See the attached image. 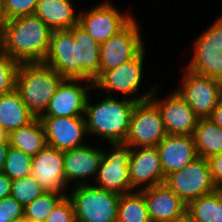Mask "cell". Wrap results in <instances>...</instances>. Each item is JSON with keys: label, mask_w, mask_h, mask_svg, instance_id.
I'll return each mask as SVG.
<instances>
[{"label": "cell", "mask_w": 222, "mask_h": 222, "mask_svg": "<svg viewBox=\"0 0 222 222\" xmlns=\"http://www.w3.org/2000/svg\"><path fill=\"white\" fill-rule=\"evenodd\" d=\"M53 30L30 14L7 20L2 30V51L18 63L43 62Z\"/></svg>", "instance_id": "6da1fadb"}, {"label": "cell", "mask_w": 222, "mask_h": 222, "mask_svg": "<svg viewBox=\"0 0 222 222\" xmlns=\"http://www.w3.org/2000/svg\"><path fill=\"white\" fill-rule=\"evenodd\" d=\"M156 86L138 97L124 98L119 101L106 96L104 100L90 104L88 96L84 118L88 135H97L111 143H124L130 124L131 115L136 102L148 100L154 93Z\"/></svg>", "instance_id": "7a4b0ae2"}, {"label": "cell", "mask_w": 222, "mask_h": 222, "mask_svg": "<svg viewBox=\"0 0 222 222\" xmlns=\"http://www.w3.org/2000/svg\"><path fill=\"white\" fill-rule=\"evenodd\" d=\"M64 78L44 62L20 63L16 90L35 118L47 110L51 98Z\"/></svg>", "instance_id": "3957f363"}, {"label": "cell", "mask_w": 222, "mask_h": 222, "mask_svg": "<svg viewBox=\"0 0 222 222\" xmlns=\"http://www.w3.org/2000/svg\"><path fill=\"white\" fill-rule=\"evenodd\" d=\"M89 184L74 186L68 194L76 222H117L121 195Z\"/></svg>", "instance_id": "277c9868"}, {"label": "cell", "mask_w": 222, "mask_h": 222, "mask_svg": "<svg viewBox=\"0 0 222 222\" xmlns=\"http://www.w3.org/2000/svg\"><path fill=\"white\" fill-rule=\"evenodd\" d=\"M111 150L102 151V159L93 186L120 195L133 192L130 184L129 163L131 147L125 143H111Z\"/></svg>", "instance_id": "5b68a950"}, {"label": "cell", "mask_w": 222, "mask_h": 222, "mask_svg": "<svg viewBox=\"0 0 222 222\" xmlns=\"http://www.w3.org/2000/svg\"><path fill=\"white\" fill-rule=\"evenodd\" d=\"M187 69L222 81V15L196 39Z\"/></svg>", "instance_id": "8992f818"}, {"label": "cell", "mask_w": 222, "mask_h": 222, "mask_svg": "<svg viewBox=\"0 0 222 222\" xmlns=\"http://www.w3.org/2000/svg\"><path fill=\"white\" fill-rule=\"evenodd\" d=\"M182 86L175 92L200 118H209L222 95V81L193 73L186 68Z\"/></svg>", "instance_id": "52a82bcc"}, {"label": "cell", "mask_w": 222, "mask_h": 222, "mask_svg": "<svg viewBox=\"0 0 222 222\" xmlns=\"http://www.w3.org/2000/svg\"><path fill=\"white\" fill-rule=\"evenodd\" d=\"M166 135L157 106L150 99L136 102L124 143L131 148L157 146Z\"/></svg>", "instance_id": "ba28073f"}, {"label": "cell", "mask_w": 222, "mask_h": 222, "mask_svg": "<svg viewBox=\"0 0 222 222\" xmlns=\"http://www.w3.org/2000/svg\"><path fill=\"white\" fill-rule=\"evenodd\" d=\"M164 183L186 204L217 190L211 177L208 160L200 157L183 169L169 174Z\"/></svg>", "instance_id": "9c48e42d"}, {"label": "cell", "mask_w": 222, "mask_h": 222, "mask_svg": "<svg viewBox=\"0 0 222 222\" xmlns=\"http://www.w3.org/2000/svg\"><path fill=\"white\" fill-rule=\"evenodd\" d=\"M137 19H133L118 34L100 44L99 77L135 58L145 47Z\"/></svg>", "instance_id": "30bf717a"}, {"label": "cell", "mask_w": 222, "mask_h": 222, "mask_svg": "<svg viewBox=\"0 0 222 222\" xmlns=\"http://www.w3.org/2000/svg\"><path fill=\"white\" fill-rule=\"evenodd\" d=\"M130 13L117 10L110 2L104 1L88 11H79L78 24L99 44L118 34L134 18Z\"/></svg>", "instance_id": "8fae6325"}, {"label": "cell", "mask_w": 222, "mask_h": 222, "mask_svg": "<svg viewBox=\"0 0 222 222\" xmlns=\"http://www.w3.org/2000/svg\"><path fill=\"white\" fill-rule=\"evenodd\" d=\"M82 81L86 85L83 86ZM91 88H94L92 81L64 79L51 98L47 110L40 117H84L88 92Z\"/></svg>", "instance_id": "7c38bea8"}, {"label": "cell", "mask_w": 222, "mask_h": 222, "mask_svg": "<svg viewBox=\"0 0 222 222\" xmlns=\"http://www.w3.org/2000/svg\"><path fill=\"white\" fill-rule=\"evenodd\" d=\"M157 88L149 99L159 109L166 133L193 136L199 117L175 91L166 99H157Z\"/></svg>", "instance_id": "4fadbf2b"}, {"label": "cell", "mask_w": 222, "mask_h": 222, "mask_svg": "<svg viewBox=\"0 0 222 222\" xmlns=\"http://www.w3.org/2000/svg\"><path fill=\"white\" fill-rule=\"evenodd\" d=\"M144 48L135 58L123 63L117 68L104 72L94 83L93 87L106 91V96L112 97V92L118 91L124 98L138 92L143 78ZM111 92V94H110Z\"/></svg>", "instance_id": "5bb4252c"}, {"label": "cell", "mask_w": 222, "mask_h": 222, "mask_svg": "<svg viewBox=\"0 0 222 222\" xmlns=\"http://www.w3.org/2000/svg\"><path fill=\"white\" fill-rule=\"evenodd\" d=\"M39 119L48 146L66 151L86 144L84 138L88 133L84 117H39Z\"/></svg>", "instance_id": "9a60e30c"}, {"label": "cell", "mask_w": 222, "mask_h": 222, "mask_svg": "<svg viewBox=\"0 0 222 222\" xmlns=\"http://www.w3.org/2000/svg\"><path fill=\"white\" fill-rule=\"evenodd\" d=\"M129 176L133 191L137 187L140 191L165 182L157 146L131 148Z\"/></svg>", "instance_id": "2e32d148"}, {"label": "cell", "mask_w": 222, "mask_h": 222, "mask_svg": "<svg viewBox=\"0 0 222 222\" xmlns=\"http://www.w3.org/2000/svg\"><path fill=\"white\" fill-rule=\"evenodd\" d=\"M64 151L46 145L32 157L31 176L47 192L64 193ZM63 191V192H62Z\"/></svg>", "instance_id": "e0dca14e"}, {"label": "cell", "mask_w": 222, "mask_h": 222, "mask_svg": "<svg viewBox=\"0 0 222 222\" xmlns=\"http://www.w3.org/2000/svg\"><path fill=\"white\" fill-rule=\"evenodd\" d=\"M151 222H176L186 217L187 204L165 183L140 190Z\"/></svg>", "instance_id": "ac0fdd59"}, {"label": "cell", "mask_w": 222, "mask_h": 222, "mask_svg": "<svg viewBox=\"0 0 222 222\" xmlns=\"http://www.w3.org/2000/svg\"><path fill=\"white\" fill-rule=\"evenodd\" d=\"M43 62L64 79H78L77 41L70 30L52 32L49 51Z\"/></svg>", "instance_id": "d6986e66"}, {"label": "cell", "mask_w": 222, "mask_h": 222, "mask_svg": "<svg viewBox=\"0 0 222 222\" xmlns=\"http://www.w3.org/2000/svg\"><path fill=\"white\" fill-rule=\"evenodd\" d=\"M102 159V150L85 144L75 149L64 151V177L67 187L86 185L89 177H95Z\"/></svg>", "instance_id": "ffe728a7"}, {"label": "cell", "mask_w": 222, "mask_h": 222, "mask_svg": "<svg viewBox=\"0 0 222 222\" xmlns=\"http://www.w3.org/2000/svg\"><path fill=\"white\" fill-rule=\"evenodd\" d=\"M157 148L165 178L198 157L193 136L167 134Z\"/></svg>", "instance_id": "44dd1931"}, {"label": "cell", "mask_w": 222, "mask_h": 222, "mask_svg": "<svg viewBox=\"0 0 222 222\" xmlns=\"http://www.w3.org/2000/svg\"><path fill=\"white\" fill-rule=\"evenodd\" d=\"M69 30L77 41L78 79L94 83L99 78L100 44L79 24Z\"/></svg>", "instance_id": "7402d4cb"}, {"label": "cell", "mask_w": 222, "mask_h": 222, "mask_svg": "<svg viewBox=\"0 0 222 222\" xmlns=\"http://www.w3.org/2000/svg\"><path fill=\"white\" fill-rule=\"evenodd\" d=\"M72 0H39L34 14L53 31L69 30L78 24Z\"/></svg>", "instance_id": "603a6c76"}, {"label": "cell", "mask_w": 222, "mask_h": 222, "mask_svg": "<svg viewBox=\"0 0 222 222\" xmlns=\"http://www.w3.org/2000/svg\"><path fill=\"white\" fill-rule=\"evenodd\" d=\"M34 119V115L28 110L16 89L0 96V127L9 134L28 125Z\"/></svg>", "instance_id": "cb8c5ba5"}, {"label": "cell", "mask_w": 222, "mask_h": 222, "mask_svg": "<svg viewBox=\"0 0 222 222\" xmlns=\"http://www.w3.org/2000/svg\"><path fill=\"white\" fill-rule=\"evenodd\" d=\"M9 144L31 157L38 154L47 145L40 119L35 118L28 125L12 131L9 137Z\"/></svg>", "instance_id": "d4e9b609"}, {"label": "cell", "mask_w": 222, "mask_h": 222, "mask_svg": "<svg viewBox=\"0 0 222 222\" xmlns=\"http://www.w3.org/2000/svg\"><path fill=\"white\" fill-rule=\"evenodd\" d=\"M193 137L198 157L207 159L222 152V128L209 118L199 119Z\"/></svg>", "instance_id": "484cf974"}, {"label": "cell", "mask_w": 222, "mask_h": 222, "mask_svg": "<svg viewBox=\"0 0 222 222\" xmlns=\"http://www.w3.org/2000/svg\"><path fill=\"white\" fill-rule=\"evenodd\" d=\"M186 217L189 221L222 222V189L191 200Z\"/></svg>", "instance_id": "4316f807"}, {"label": "cell", "mask_w": 222, "mask_h": 222, "mask_svg": "<svg viewBox=\"0 0 222 222\" xmlns=\"http://www.w3.org/2000/svg\"><path fill=\"white\" fill-rule=\"evenodd\" d=\"M117 222H151L146 200L140 191L120 196Z\"/></svg>", "instance_id": "83f0119b"}, {"label": "cell", "mask_w": 222, "mask_h": 222, "mask_svg": "<svg viewBox=\"0 0 222 222\" xmlns=\"http://www.w3.org/2000/svg\"><path fill=\"white\" fill-rule=\"evenodd\" d=\"M66 193L45 191L40 197L24 207V217L33 222H45L56 204Z\"/></svg>", "instance_id": "f1b7e54d"}, {"label": "cell", "mask_w": 222, "mask_h": 222, "mask_svg": "<svg viewBox=\"0 0 222 222\" xmlns=\"http://www.w3.org/2000/svg\"><path fill=\"white\" fill-rule=\"evenodd\" d=\"M32 157L20 149L9 146L2 173L12 181L30 176Z\"/></svg>", "instance_id": "f546056e"}, {"label": "cell", "mask_w": 222, "mask_h": 222, "mask_svg": "<svg viewBox=\"0 0 222 222\" xmlns=\"http://www.w3.org/2000/svg\"><path fill=\"white\" fill-rule=\"evenodd\" d=\"M45 190L37 183L33 176H27L12 181L11 197L22 206H26L40 197Z\"/></svg>", "instance_id": "4dcf8cb0"}, {"label": "cell", "mask_w": 222, "mask_h": 222, "mask_svg": "<svg viewBox=\"0 0 222 222\" xmlns=\"http://www.w3.org/2000/svg\"><path fill=\"white\" fill-rule=\"evenodd\" d=\"M20 63L13 60L7 53H0V96L16 89V77Z\"/></svg>", "instance_id": "1f68e13d"}, {"label": "cell", "mask_w": 222, "mask_h": 222, "mask_svg": "<svg viewBox=\"0 0 222 222\" xmlns=\"http://www.w3.org/2000/svg\"><path fill=\"white\" fill-rule=\"evenodd\" d=\"M3 10L7 18L13 19L20 16L34 14L39 0H2Z\"/></svg>", "instance_id": "d6a6232c"}, {"label": "cell", "mask_w": 222, "mask_h": 222, "mask_svg": "<svg viewBox=\"0 0 222 222\" xmlns=\"http://www.w3.org/2000/svg\"><path fill=\"white\" fill-rule=\"evenodd\" d=\"M45 222H76L74 207L68 195L56 204Z\"/></svg>", "instance_id": "836d02e7"}, {"label": "cell", "mask_w": 222, "mask_h": 222, "mask_svg": "<svg viewBox=\"0 0 222 222\" xmlns=\"http://www.w3.org/2000/svg\"><path fill=\"white\" fill-rule=\"evenodd\" d=\"M24 216V206L9 196L0 200V222H10Z\"/></svg>", "instance_id": "e575fe53"}, {"label": "cell", "mask_w": 222, "mask_h": 222, "mask_svg": "<svg viewBox=\"0 0 222 222\" xmlns=\"http://www.w3.org/2000/svg\"><path fill=\"white\" fill-rule=\"evenodd\" d=\"M211 177L217 189H222V152L207 158Z\"/></svg>", "instance_id": "d590c367"}, {"label": "cell", "mask_w": 222, "mask_h": 222, "mask_svg": "<svg viewBox=\"0 0 222 222\" xmlns=\"http://www.w3.org/2000/svg\"><path fill=\"white\" fill-rule=\"evenodd\" d=\"M12 180L5 174L0 173V200L11 195Z\"/></svg>", "instance_id": "8d00e7d4"}, {"label": "cell", "mask_w": 222, "mask_h": 222, "mask_svg": "<svg viewBox=\"0 0 222 222\" xmlns=\"http://www.w3.org/2000/svg\"><path fill=\"white\" fill-rule=\"evenodd\" d=\"M209 119L222 128V95L219 99L217 106L212 111V114Z\"/></svg>", "instance_id": "74e56055"}, {"label": "cell", "mask_w": 222, "mask_h": 222, "mask_svg": "<svg viewBox=\"0 0 222 222\" xmlns=\"http://www.w3.org/2000/svg\"><path fill=\"white\" fill-rule=\"evenodd\" d=\"M9 143H0V173L3 171L4 161L6 159Z\"/></svg>", "instance_id": "f35d334b"}, {"label": "cell", "mask_w": 222, "mask_h": 222, "mask_svg": "<svg viewBox=\"0 0 222 222\" xmlns=\"http://www.w3.org/2000/svg\"><path fill=\"white\" fill-rule=\"evenodd\" d=\"M6 22H7V18L5 16L4 10H3V1L0 0V32L1 33H2V30H3Z\"/></svg>", "instance_id": "ab89813d"}, {"label": "cell", "mask_w": 222, "mask_h": 222, "mask_svg": "<svg viewBox=\"0 0 222 222\" xmlns=\"http://www.w3.org/2000/svg\"><path fill=\"white\" fill-rule=\"evenodd\" d=\"M10 134L2 127H0V143H9Z\"/></svg>", "instance_id": "60d3db41"}, {"label": "cell", "mask_w": 222, "mask_h": 222, "mask_svg": "<svg viewBox=\"0 0 222 222\" xmlns=\"http://www.w3.org/2000/svg\"><path fill=\"white\" fill-rule=\"evenodd\" d=\"M10 222H28V220L24 216H22L20 218L11 220Z\"/></svg>", "instance_id": "b9f144b4"}, {"label": "cell", "mask_w": 222, "mask_h": 222, "mask_svg": "<svg viewBox=\"0 0 222 222\" xmlns=\"http://www.w3.org/2000/svg\"><path fill=\"white\" fill-rule=\"evenodd\" d=\"M2 52V34L0 32V53Z\"/></svg>", "instance_id": "7bdbcfd3"}, {"label": "cell", "mask_w": 222, "mask_h": 222, "mask_svg": "<svg viewBox=\"0 0 222 222\" xmlns=\"http://www.w3.org/2000/svg\"><path fill=\"white\" fill-rule=\"evenodd\" d=\"M176 222H190V221H189V219L187 217H185L184 219L176 221Z\"/></svg>", "instance_id": "ee69618b"}]
</instances>
